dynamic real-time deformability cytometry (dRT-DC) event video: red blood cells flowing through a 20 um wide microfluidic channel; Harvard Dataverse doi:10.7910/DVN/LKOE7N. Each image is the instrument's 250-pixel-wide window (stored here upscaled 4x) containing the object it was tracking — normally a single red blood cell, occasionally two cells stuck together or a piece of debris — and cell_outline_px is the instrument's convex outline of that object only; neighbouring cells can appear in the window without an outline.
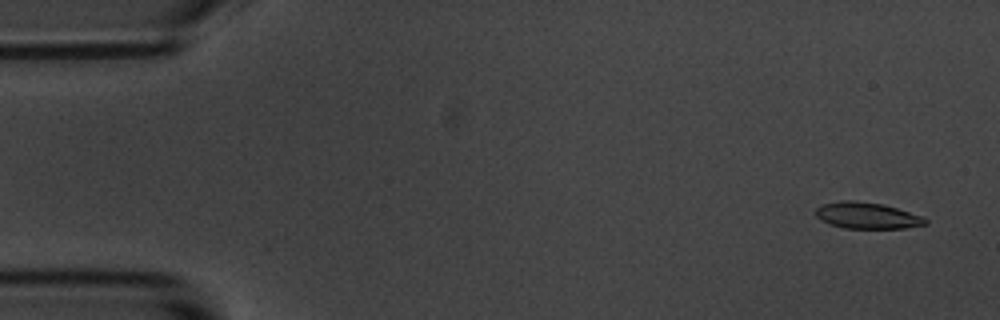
{"species": "common noctule bat (a hibernating species)", "species_latin": "Nyctalus noctula", "temperature_condition": "room temperature", "stored_images_in_passage": 5, "camera_frame_rate_fps": 3000, "um_per_image_px": 0.085, "animal": {"sex": "male", "body_mass_g": 20.1, "forearm_length_mm": 53.5}, "frame": {"image": 1, "passage_image": 1, "time_ms": 0.0, "image_size_px": [1000, 320], "cell_outline_px": [[928, 224], [904, 228], [844, 228], [820, 220], [816, 216], [816, 208], [824, 204], [840, 200], [852, 200], [884, 204], [924, 216], [928, 220]], "centroid_in_image_um": [73.74, 18.31], "position_along_channel_um": 11.3, "area_um2": 16.88}}
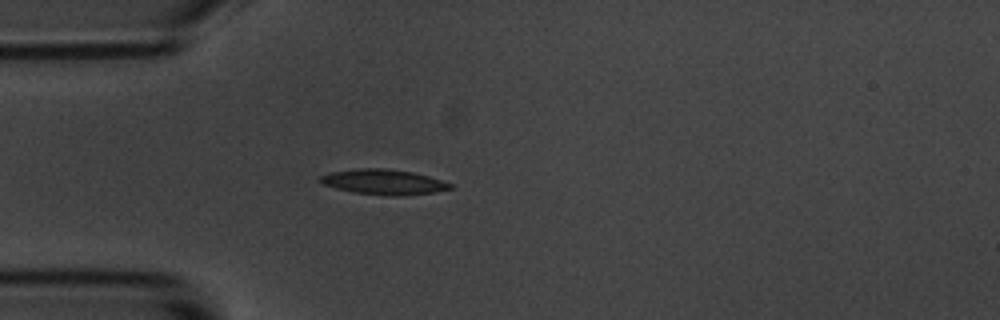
{"frame": {"image": 2, "passage_image": 5, "time_ms": 4.333, "image_size_px": [1000, 320], "cell_outline_px": [[452, 188], [436, 192], [404, 196], [392, 196], [352, 192], [336, 188], [324, 184], [320, 180], [320, 176], [328, 172], [356, 168], [388, 168], [412, 172], [428, 176], [452, 184]], "centroid_in_image_um": [32.6, 15.46], "position_along_channel_um": 52.4, "area_um2": 19.13}}